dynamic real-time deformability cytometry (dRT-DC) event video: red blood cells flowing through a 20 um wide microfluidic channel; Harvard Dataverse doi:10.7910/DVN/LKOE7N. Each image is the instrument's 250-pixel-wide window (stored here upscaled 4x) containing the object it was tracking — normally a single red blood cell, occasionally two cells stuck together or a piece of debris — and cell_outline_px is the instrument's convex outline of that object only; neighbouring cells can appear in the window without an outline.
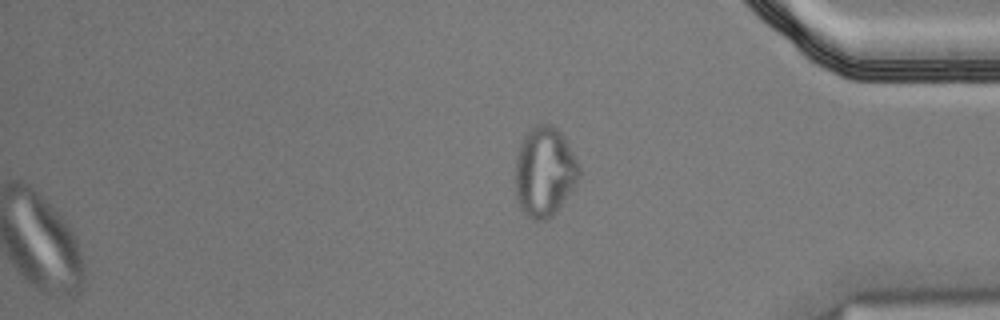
{"species": "Egyptian fruit bat (a non-hibernating species)", "species_latin": "Rousettus aegyptiacus", "temperature_condition": "cold", "stored_images_in_passage": 43, "camera_frame_rate_fps": 3000, "um_per_image_px": 0.085, "animal": {"sex": "male"}, "frame": {"image": 1, "passage_image": 43, "time_ms": 14.0, "image_size_px": [1000, 320], "cell_outline_px": [[580, 176], [576, 184], [556, 212], [548, 220], [532, 220], [520, 208], [516, 200], [516, 156], [520, 144], [524, 136], [536, 124], [552, 124], [560, 132], [572, 152], [580, 168]], "centroid_in_image_um": [46.28, 14.63], "position_along_channel_um": 388.9, "area_um2": 33.23}, "authors_computed_cell_mechanics": {"area_um2": 27.5128, "velocity_mm_per_s": 3.4422, "shape_relaxation_time_tau1_ms": null, "shape_relaxation_time_tau2_ms": 1.2658, "deformation_change_tau1": null, "deformation_change_tau2": 0.0667}}